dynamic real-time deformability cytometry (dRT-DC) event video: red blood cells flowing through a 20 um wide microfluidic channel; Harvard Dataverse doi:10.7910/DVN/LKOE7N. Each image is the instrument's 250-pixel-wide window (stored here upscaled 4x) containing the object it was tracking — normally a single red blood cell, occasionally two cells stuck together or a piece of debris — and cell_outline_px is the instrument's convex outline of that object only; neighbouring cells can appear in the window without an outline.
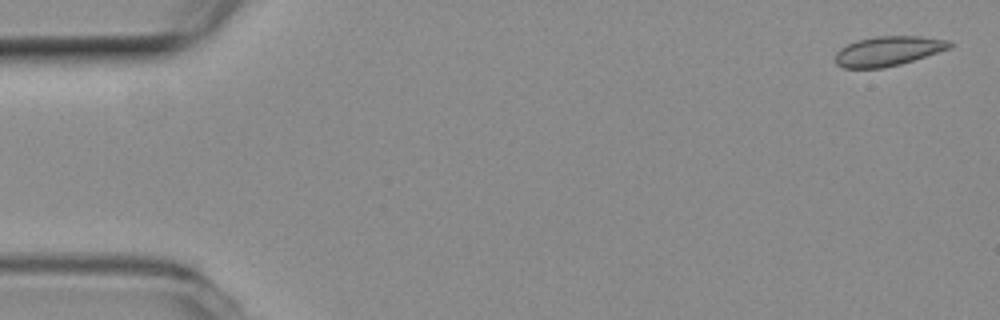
{"species": "common noctule bat (a hibernating species)", "species_latin": "Nyctalus noctula", "temperature_condition": "room temperature", "stored_images_in_passage": 3, "camera_frame_rate_fps": 3000, "um_per_image_px": 0.085, "animal": {"sex": "female", "body_mass_g": 19.3, "forearm_length_mm": 54.1}, "frame": {"image": 1, "passage_image": 1, "time_ms": 0.0, "image_size_px": [1000, 320], "cell_outline_px": [[956, 44], [952, 48], [900, 64], [884, 68], [844, 68], [836, 64], [836, 52], [840, 48], [856, 40], [876, 36], [920, 36], [952, 40]], "centroid_in_image_um": [75.55, 4.33], "position_along_channel_um": 9.5, "area_um2": 20.0}}